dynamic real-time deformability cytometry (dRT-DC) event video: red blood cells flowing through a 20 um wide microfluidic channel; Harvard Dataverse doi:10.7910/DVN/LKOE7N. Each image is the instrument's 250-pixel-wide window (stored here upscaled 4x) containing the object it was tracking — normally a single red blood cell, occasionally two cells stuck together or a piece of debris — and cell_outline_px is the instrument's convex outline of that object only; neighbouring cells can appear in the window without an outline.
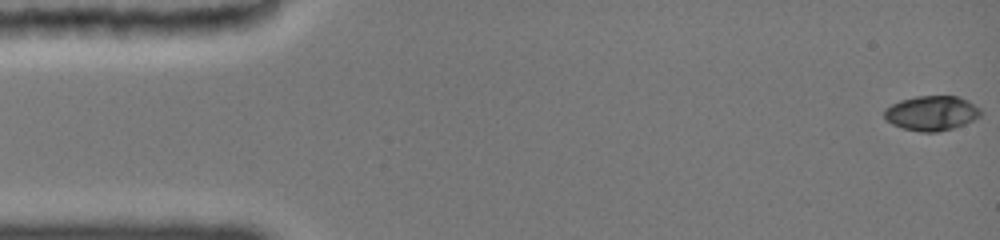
{"species": "common noctule bat (a hibernating species)", "species_latin": "Nyctalus noctula", "temperature_condition": "cold", "stored_images_in_passage": 53, "camera_frame_rate_fps": 3000, "um_per_image_px": 0.085, "animal": {"sex": "female", "body_mass_g": 19.0, "forearm_length_mm": 51.5}, "frame": {"image": 1, "passage_image": 1, "time_ms": 0.0, "image_size_px": [1000, 240], "cell_outline_px": [[980, 116], [964, 124], [952, 128], [936, 132], [920, 132], [904, 128], [892, 124], [884, 116], [884, 112], [892, 104], [900, 100], [916, 96], [956, 96], [968, 100], [980, 108]], "centroid_in_image_um": [79.2, 9.61], "position_along_channel_um": 5.8, "area_um2": 19.25}}
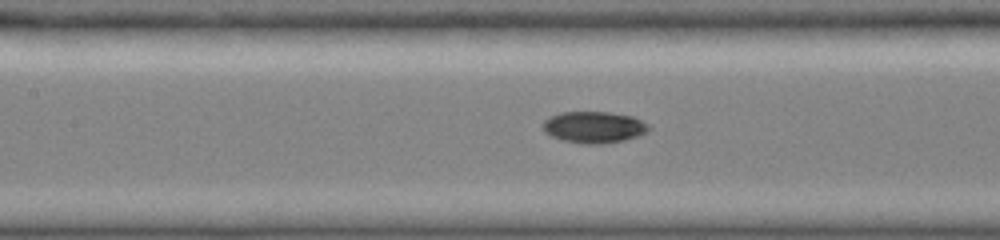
{"frame": {"image": 2, "passage_image": 21, "time_ms": 7.0, "image_size_px": [1000, 240], "cell_outline_px": [[648, 128], [644, 132], [636, 136], [624, 140], [600, 144], [588, 144], [564, 140], [552, 136], [544, 132], [544, 120], [552, 116], [564, 112], [608, 112], [632, 116], [648, 124]], "centroid_in_image_um": [50.47, 10.8], "position_along_channel_um": 156.9, "area_um2": 18.96}}
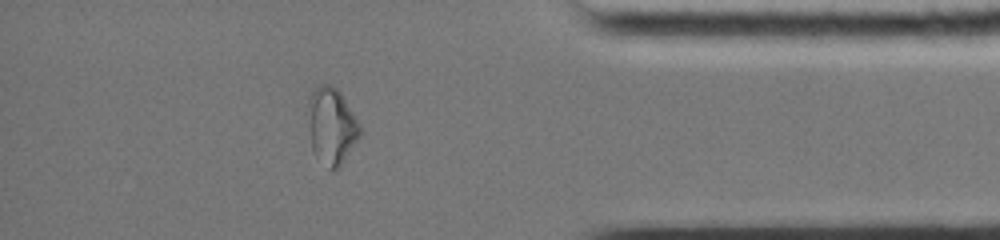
{"frame": {"image": 3, "passage_image": 45, "time_ms": 13.667, "image_size_px": [1000, 240], "cell_outline_px": [[360, 136], [340, 168], [328, 168], [312, 152], [308, 104], [308, 100], [316, 84], [332, 84], [340, 92], [360, 124]], "centroid_in_image_um": [28.19, 10.69], "position_along_channel_um": 407.0, "area_um2": 23.0}, "authors_computed_cell_mechanics": {"area_um2": 18.785, "velocity_mm_per_s": 3.9934, "shape_relaxation_time_tau1_ms": null, "shape_relaxation_time_tau2_ms": 2.7523, "deformation_change_tau1": null, "deformation_change_tau2": 0.0546}}